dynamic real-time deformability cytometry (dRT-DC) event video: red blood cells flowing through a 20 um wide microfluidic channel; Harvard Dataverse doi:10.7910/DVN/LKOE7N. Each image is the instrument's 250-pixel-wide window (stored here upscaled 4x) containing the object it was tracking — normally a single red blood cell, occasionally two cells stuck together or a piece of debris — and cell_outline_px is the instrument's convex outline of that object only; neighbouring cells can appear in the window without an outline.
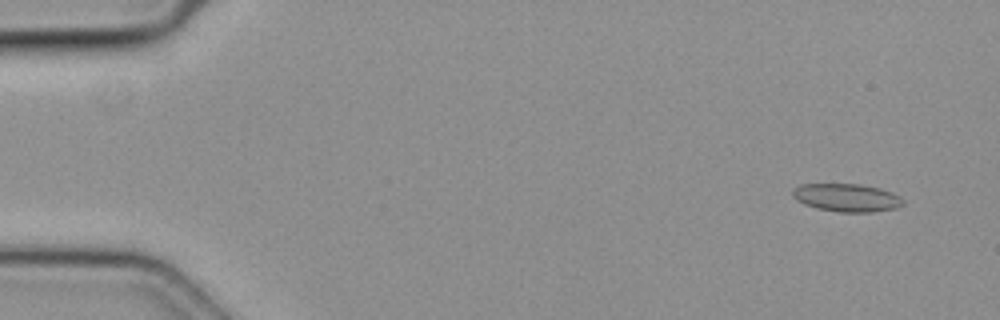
{"species": "common noctule bat (a hibernating species)", "species_latin": "Nyctalus noctula", "temperature_condition": "cold", "stored_images_in_passage": 29, "camera_frame_rate_fps": 3000, "um_per_image_px": 0.085, "animal": {"sex": "female", "body_mass_g": 19.3, "forearm_length_mm": 54.1}, "frame": {"image": 1, "passage_image": 3, "time_ms": 0.667, "image_size_px": [1000, 320], "cell_outline_px": [[904, 204], [896, 208], [872, 212], [840, 212], [816, 208], [804, 204], [796, 200], [792, 196], [792, 188], [800, 184], [860, 184], [880, 188], [892, 192], [900, 196], [904, 200]], "centroid_in_image_um": [71.96, 16.8], "position_along_channel_um": 13.0, "area_um2": 18.21}}
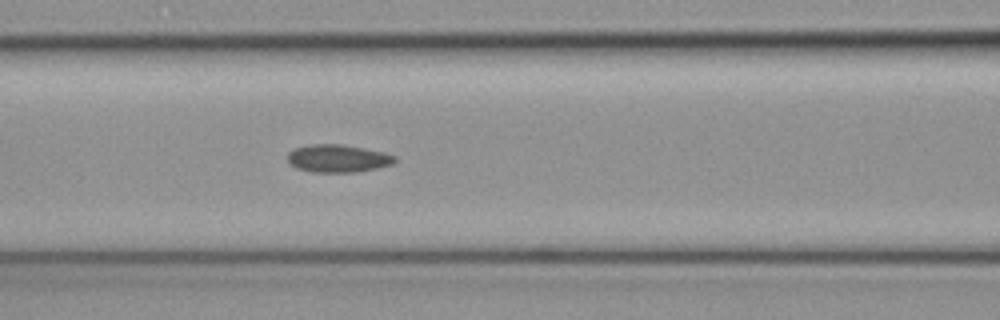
{"frame": {"image": 2, "passage_image": 22, "time_ms": 7.0, "image_size_px": [1000, 320], "cell_outline_px": [[396, 160], [392, 164], [376, 168], [356, 172], [312, 172], [296, 168], [288, 164], [288, 152], [296, 148], [312, 144], [340, 144], [364, 148], [384, 152], [396, 156]], "centroid_in_image_um": [28.71, 13.47], "position_along_channel_um": 137.9, "area_um2": 17.34}}
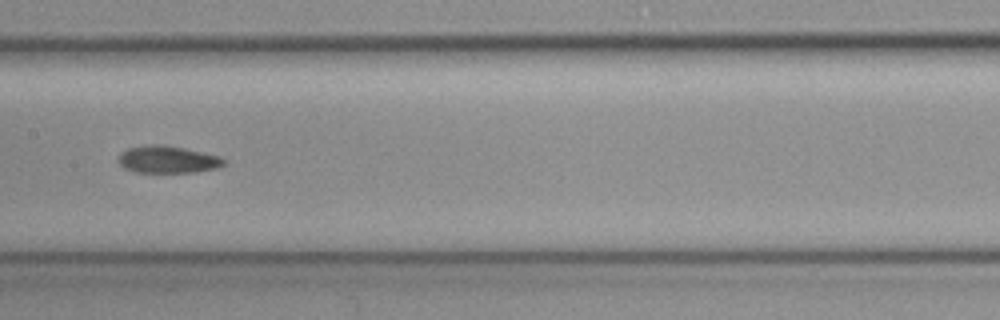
{"frame": {"image": 3, "passage_image": 26, "time_ms": 8.333, "image_size_px": [1000, 320], "cell_outline_px": [[228, 160], [220, 168], [196, 172], [136, 172], [124, 168], [120, 164], [120, 152], [128, 148], [148, 144], [164, 144], [184, 148], [220, 156]], "centroid_in_image_um": [14.3, 13.55], "position_along_channel_um": 193.1, "area_um2": 16.88}}